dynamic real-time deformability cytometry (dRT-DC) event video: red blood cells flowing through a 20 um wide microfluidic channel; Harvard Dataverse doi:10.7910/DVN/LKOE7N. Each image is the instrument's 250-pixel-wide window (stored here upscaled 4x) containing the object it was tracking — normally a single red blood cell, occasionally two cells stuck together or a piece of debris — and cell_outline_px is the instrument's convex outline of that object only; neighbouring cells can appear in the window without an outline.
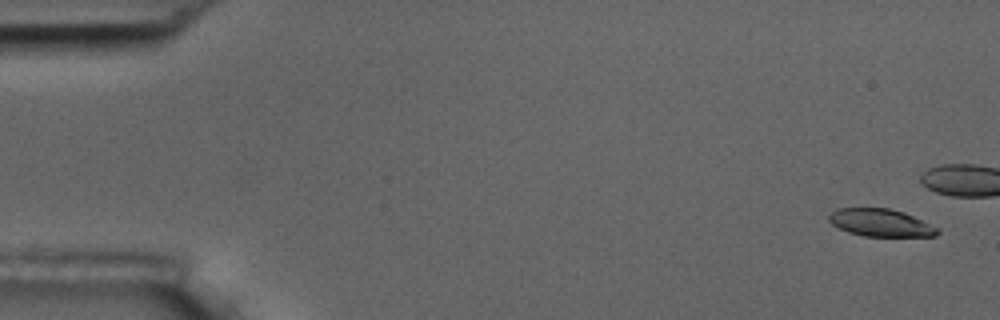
{"species": "common noctule bat (a hibernating species)", "species_latin": "Nyctalus noctula", "temperature_condition": "room temperature", "stored_images_in_passage": 6, "camera_frame_rate_fps": 3000, "um_per_image_px": 0.085, "animal": {"sex": "male", "body_mass_g": 17.5, "forearm_length_mm": 52.3}, "frame": {"image": 1, "passage_image": 1, "time_ms": 0.0, "image_size_px": [1000, 320], "cell_outline_px": [[940, 232], [936, 236], [864, 236], [848, 232], [832, 224], [828, 220], [828, 216], [836, 208], [888, 208], [904, 212], [940, 228]], "centroid_in_image_um": [74.88, 18.93], "position_along_channel_um": 10.1, "area_um2": 17.46}}
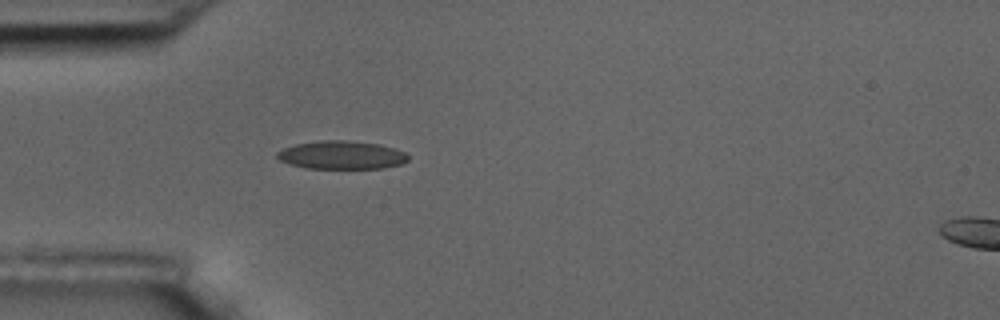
{"frame": {"image": 2, "passage_image": 6, "time_ms": 6.0, "image_size_px": [1000, 320], "cell_outline_px": [[408, 160], [400, 164], [384, 168], [308, 168], [288, 164], [280, 160], [276, 156], [276, 152], [284, 148], [296, 144], [324, 140], [344, 140], [380, 144], [396, 148], [404, 152], [408, 156]], "centroid_in_image_um": [29.04, 13.17], "position_along_channel_um": 56.0, "area_um2": 21.5}}